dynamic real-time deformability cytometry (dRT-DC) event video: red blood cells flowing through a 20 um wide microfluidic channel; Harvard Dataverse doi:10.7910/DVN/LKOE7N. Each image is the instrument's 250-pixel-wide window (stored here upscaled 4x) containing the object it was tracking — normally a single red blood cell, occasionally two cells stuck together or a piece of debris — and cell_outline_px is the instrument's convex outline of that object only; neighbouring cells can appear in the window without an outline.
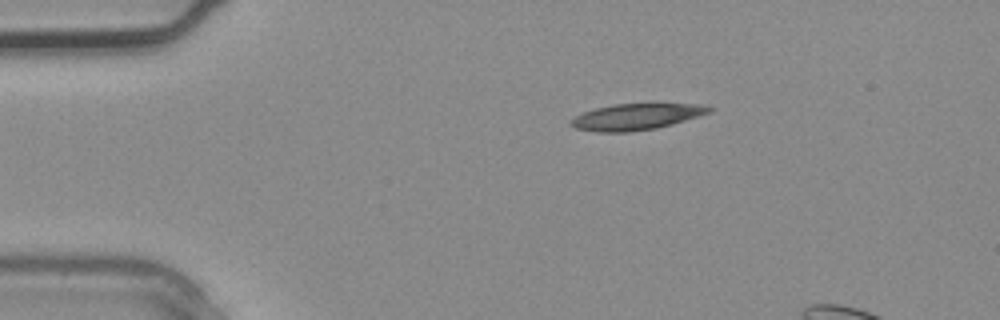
{"species": "common noctule bat (a hibernating species)", "species_latin": "Nyctalus noctula", "temperature_condition": "warm", "stored_images_in_passage": 3, "camera_frame_rate_fps": 3000, "um_per_image_px": 0.085, "animal": {"sex": "male", "body_mass_g": 20.4}, "frame": {"image": 1, "passage_image": 1, "time_ms": 0.0, "image_size_px": [1000, 320], "cell_outline_px": [[712, 112], [672, 124], [656, 128], [628, 132], [600, 132], [576, 128], [568, 124], [576, 116], [584, 112], [596, 108], [616, 104], [700, 104], [712, 108]], "centroid_in_image_um": [54.09, 9.93], "position_along_channel_um": 30.9, "area_um2": 20.81}}